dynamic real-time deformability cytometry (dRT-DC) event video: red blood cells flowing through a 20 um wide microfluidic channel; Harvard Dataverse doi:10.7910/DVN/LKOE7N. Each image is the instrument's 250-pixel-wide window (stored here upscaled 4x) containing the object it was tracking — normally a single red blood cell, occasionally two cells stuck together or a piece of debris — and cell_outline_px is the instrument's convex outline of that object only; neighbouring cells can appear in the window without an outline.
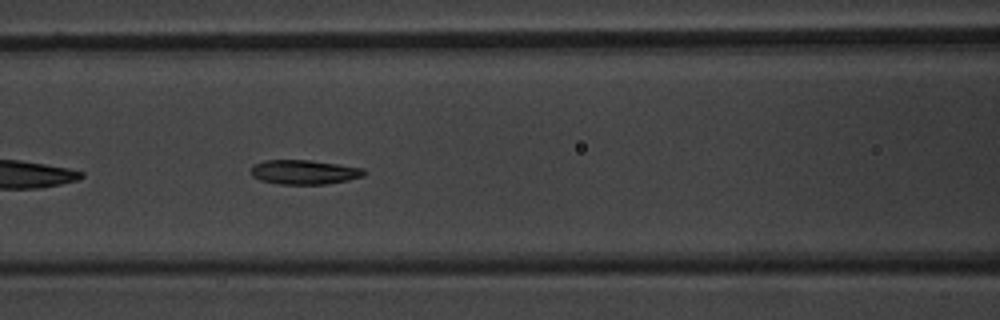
{"species": "common noctule bat (a hibernating species)", "species_latin": "Nyctalus noctula", "temperature_condition": "warm", "stored_images_in_passage": 38, "camera_frame_rate_fps": 3000, "um_per_image_px": 0.085, "animal": {"sex": "male", "body_mass_g": 20.1, "forearm_length_mm": 53.5}, "frame": {"image": 1, "passage_image": 8, "time_ms": 2.333, "image_size_px": [1000, 320], "cell_outline_px": [[368, 172], [364, 176], [348, 180], [324, 184], [280, 184], [260, 180], [252, 176], [252, 164], [264, 160], [312, 160], [364, 168]], "centroid_in_image_um": [25.88, 14.62], "position_along_channel_um": 140.7, "area_um2": 16.18}}
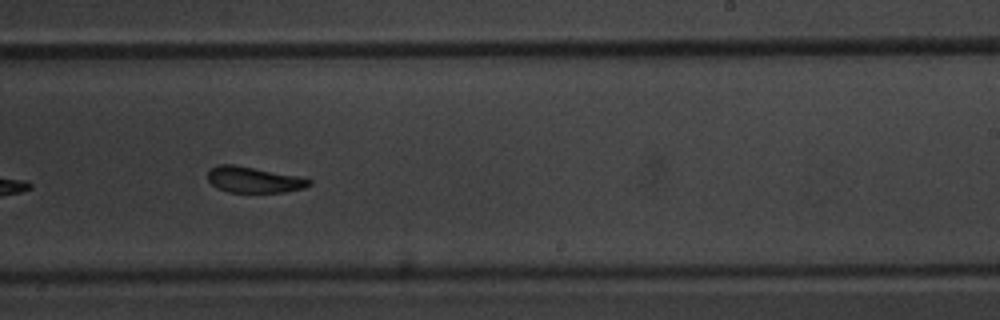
{"frame": {"image": 2, "passage_image": 18, "time_ms": 5.667, "image_size_px": [1000, 320], "cell_outline_px": [[312, 184], [304, 188], [284, 192], [228, 192], [216, 188], [208, 180], [208, 172], [216, 164], [232, 164], [296, 176], [312, 180]], "centroid_in_image_um": [21.54, 15.28], "position_along_channel_um": 267.5, "area_um2": 15.14}}
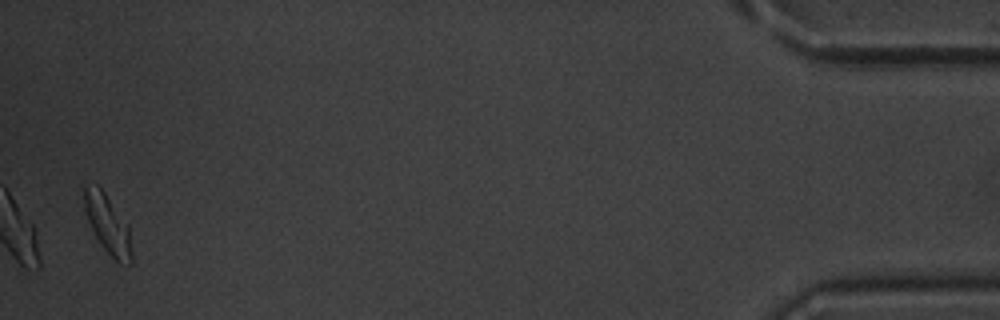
{"frame": {"image": 3, "passage_image": 37, "time_ms": 12.0, "image_size_px": [1000, 320], "cell_outline_px": [[132, 264], [120, 264], [100, 244], [88, 220], [84, 208], [80, 184], [96, 184], [104, 192], [128, 224], [132, 252]], "centroid_in_image_um": [9.12, 19.0], "position_along_channel_um": 426.1, "area_um2": 16.47}, "authors_computed_cell_mechanics": {"area_um2": 16.2996, "velocity_mm_per_s": 3.8126, "shape_relaxation_time_tau1_ms": 3.0112, "shape_relaxation_time_tau2_ms": 1.2455, "deformation_change_tau1": 0.1304, "deformation_change_tau2": 0.0833}}